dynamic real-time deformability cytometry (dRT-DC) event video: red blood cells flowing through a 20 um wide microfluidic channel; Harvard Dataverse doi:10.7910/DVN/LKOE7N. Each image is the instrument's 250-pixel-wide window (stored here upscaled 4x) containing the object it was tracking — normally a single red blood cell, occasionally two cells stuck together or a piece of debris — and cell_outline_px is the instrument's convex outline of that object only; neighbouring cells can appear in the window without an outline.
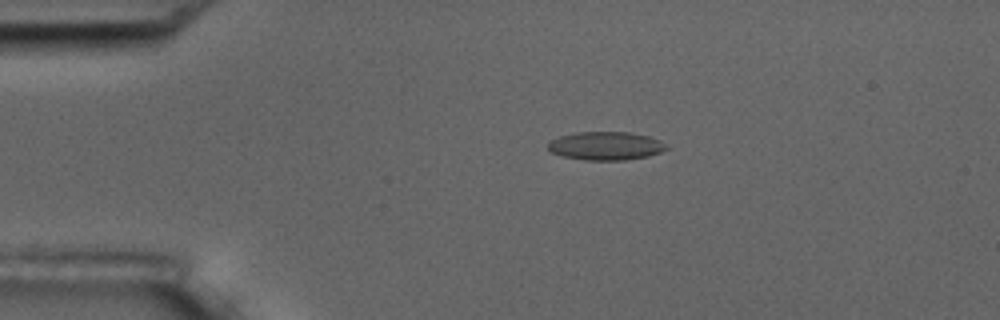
{"species": "common noctule bat (a hibernating species)", "species_latin": "Nyctalus noctula", "temperature_condition": "room temperature", "stored_images_in_passage": 6, "camera_frame_rate_fps": 3000, "um_per_image_px": 0.085, "animal": {"sex": "male", "body_mass_g": 17.5, "forearm_length_mm": 52.3}, "frame": {"image": 1, "passage_image": 4, "time_ms": 3.333, "image_size_px": [1000, 320], "cell_outline_px": [[668, 148], [660, 152], [648, 156], [624, 160], [584, 160], [560, 156], [552, 152], [548, 148], [548, 144], [552, 140], [560, 136], [576, 132], [628, 132], [648, 136], [660, 140]], "centroid_in_image_um": [51.47, 12.4], "position_along_channel_um": 33.5, "area_um2": 19.48}}